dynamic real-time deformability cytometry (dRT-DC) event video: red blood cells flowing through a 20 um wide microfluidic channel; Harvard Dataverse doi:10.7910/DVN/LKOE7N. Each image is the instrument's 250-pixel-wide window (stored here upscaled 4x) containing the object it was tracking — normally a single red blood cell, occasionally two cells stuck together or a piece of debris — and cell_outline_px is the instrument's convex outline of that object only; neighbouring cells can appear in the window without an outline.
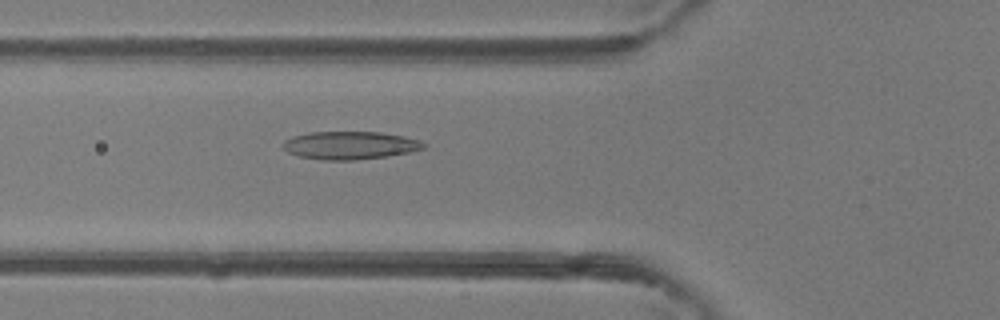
{"species": "common noctule bat (a hibernating species)", "species_latin": "Nyctalus noctula", "temperature_condition": "room temperature", "stored_images_in_passage": 45, "camera_frame_rate_fps": 3000, "um_per_image_px": 0.085, "animal": {"sex": "female"}, "frame": {"image": 1, "passage_image": 15, "time_ms": 4.667, "image_size_px": [1000, 320], "cell_outline_px": [[428, 144], [424, 148], [408, 152], [388, 156], [356, 160], [320, 160], [300, 156], [288, 152], [284, 148], [284, 140], [292, 136], [308, 132], [380, 132], [404, 136], [420, 140]], "centroid_in_image_um": [29.76, 12.35], "position_along_channel_um": 96.0, "area_um2": 22.95}}
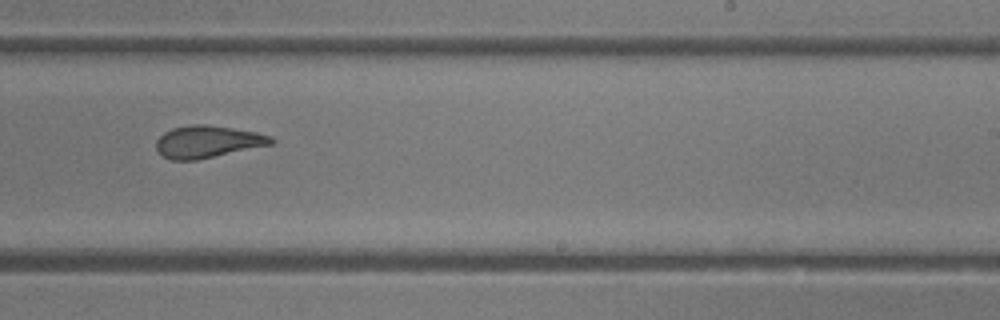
{"frame": {"image": 2, "passage_image": 27, "time_ms": 8.667, "image_size_px": [1000, 320], "cell_outline_px": [[276, 140], [272, 144], [196, 160], [172, 160], [156, 152], [156, 140], [164, 132], [172, 128], [192, 124], [204, 124], [232, 128], [256, 132], [272, 136]], "centroid_in_image_um": [17.63, 12.04], "position_along_channel_um": 271.4, "area_um2": 21.5}}
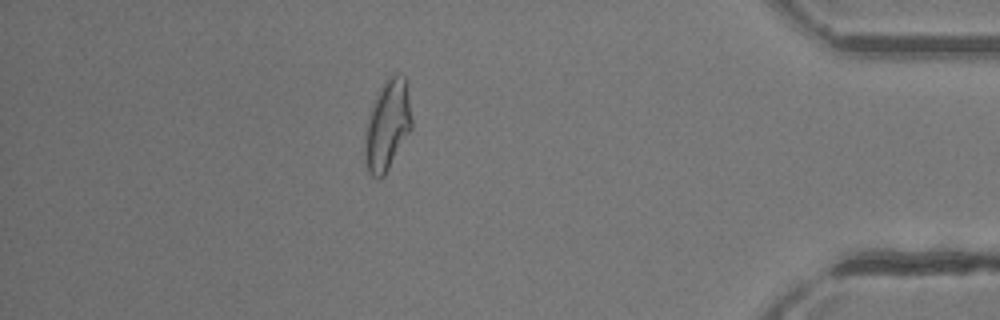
{"frame": {"image": 3, "passage_image": 39, "time_ms": 12.667, "image_size_px": [1000, 320], "cell_outline_px": [[412, 128], [384, 176], [376, 180], [368, 172], [364, 160], [364, 132], [368, 116], [372, 104], [380, 88], [388, 76], [392, 72], [400, 72], [404, 76], [412, 120]], "centroid_in_image_um": [32.89, 10.66], "position_along_channel_um": 402.3, "area_um2": 24.85}, "authors_computed_cell_mechanics": {"area_um2": 23.4668, "velocity_mm_per_s": 4.3806, "shape_relaxation_time_tau1_ms": null, "shape_relaxation_time_tau2_ms": 1.8195, "deformation_change_tau1": null, "deformation_change_tau2": 0.0922}}